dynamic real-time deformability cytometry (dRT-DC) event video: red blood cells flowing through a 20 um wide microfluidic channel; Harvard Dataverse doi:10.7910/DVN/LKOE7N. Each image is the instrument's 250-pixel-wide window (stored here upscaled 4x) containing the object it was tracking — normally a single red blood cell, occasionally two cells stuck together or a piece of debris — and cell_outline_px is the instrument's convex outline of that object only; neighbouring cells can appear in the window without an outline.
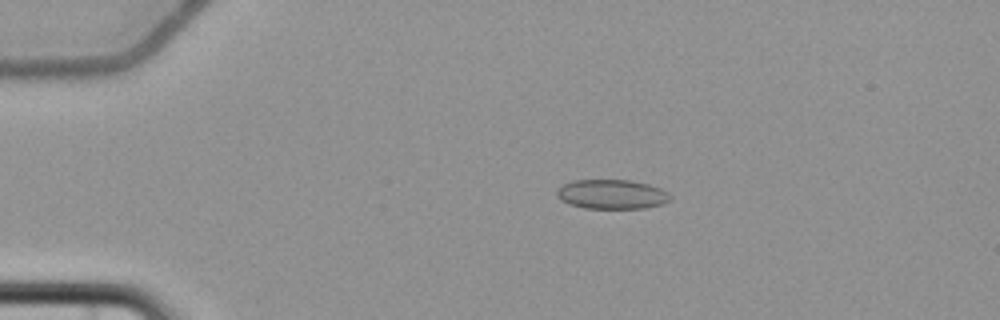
{"species": "common noctule bat (a hibernating species)", "species_latin": "Nyctalus noctula", "temperature_condition": "cold", "stored_images_in_passage": 6, "camera_frame_rate_fps": 3000, "um_per_image_px": 0.085, "animal": {"sex": "female", "body_mass_g": 22.7, "forearm_length_mm": 54.2}, "frame": {"image": 1, "passage_image": 4, "time_ms": 3.667, "image_size_px": [1000, 320], "cell_outline_px": [[672, 196], [664, 204], [644, 208], [584, 208], [568, 204], [560, 200], [556, 196], [556, 192], [564, 184], [572, 180], [632, 180], [648, 184], [660, 188], [668, 192]], "centroid_in_image_um": [52.0, 16.51], "position_along_channel_um": 33.0, "area_um2": 19.54}}
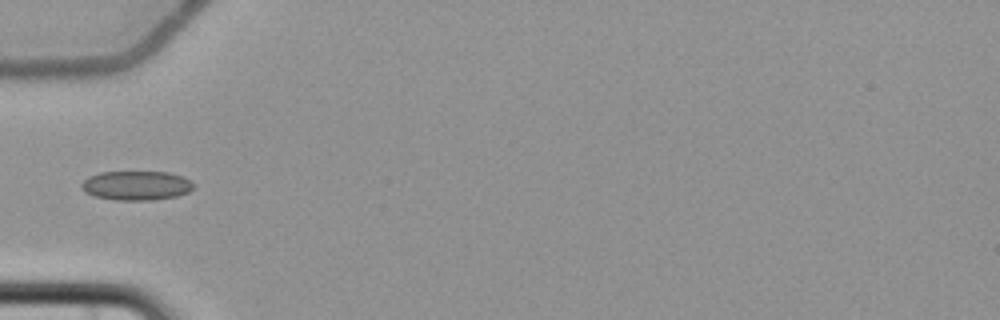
{"frame": {"image": 2, "passage_image": 6, "time_ms": 6.333, "image_size_px": [1000, 320], "cell_outline_px": [[192, 188], [188, 192], [176, 196], [152, 200], [116, 200], [96, 196], [84, 192], [80, 188], [80, 184], [88, 176], [100, 172], [168, 172], [184, 176], [192, 184]], "centroid_in_image_um": [11.54, 15.76], "position_along_channel_um": 73.5, "area_um2": 19.07}}